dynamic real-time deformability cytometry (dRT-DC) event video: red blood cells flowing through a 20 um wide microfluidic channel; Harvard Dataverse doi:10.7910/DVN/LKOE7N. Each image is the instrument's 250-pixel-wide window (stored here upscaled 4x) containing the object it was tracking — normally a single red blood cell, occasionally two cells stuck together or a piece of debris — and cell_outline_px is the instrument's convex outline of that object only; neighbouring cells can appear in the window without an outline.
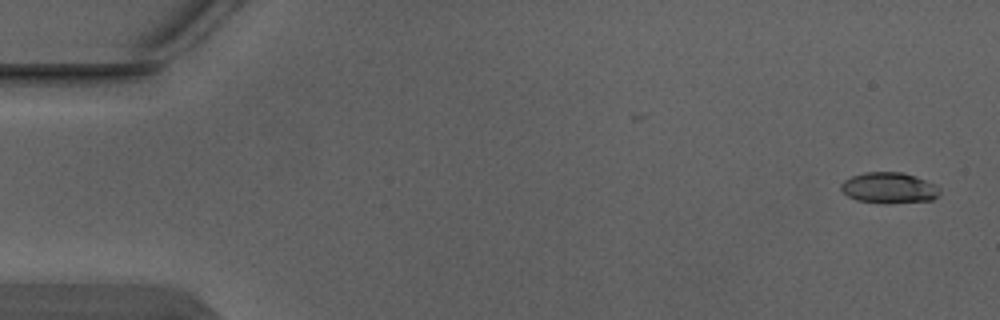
{"species": "Egyptian fruit bat (a non-hibernating species)", "species_latin": "Rousettus aegyptiacus", "temperature_condition": "warm", "stored_images_in_passage": 4, "camera_frame_rate_fps": 3000, "um_per_image_px": 0.085, "animal": {"sex": "male"}, "frame": {"image": 1, "passage_image": 1, "time_ms": 0.0, "image_size_px": [1000, 320], "cell_outline_px": [[940, 192], [932, 200], [856, 200], [848, 196], [840, 188], [840, 184], [844, 180], [852, 176], [864, 172], [904, 172], [916, 176], [936, 184], [940, 188]], "centroid_in_image_um": [75.56, 15.89], "position_along_channel_um": 9.4, "area_um2": 16.88}}
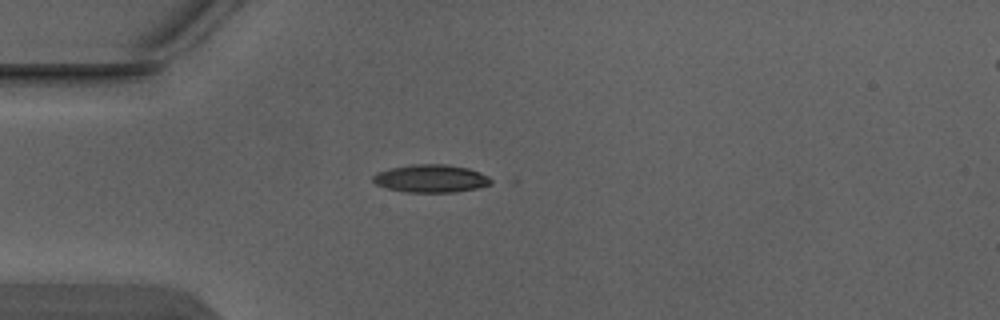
{"frame": {"image": 2, "passage_image": 4, "time_ms": 1.0, "image_size_px": [1000, 320], "cell_outline_px": [[496, 180], [492, 184], [476, 188], [456, 192], [408, 192], [388, 188], [376, 184], [372, 180], [372, 176], [376, 172], [392, 168], [412, 164], [444, 164], [468, 168], [480, 172]], "centroid_in_image_um": [36.67, 15.17], "position_along_channel_um": 48.3, "area_um2": 19.19}}